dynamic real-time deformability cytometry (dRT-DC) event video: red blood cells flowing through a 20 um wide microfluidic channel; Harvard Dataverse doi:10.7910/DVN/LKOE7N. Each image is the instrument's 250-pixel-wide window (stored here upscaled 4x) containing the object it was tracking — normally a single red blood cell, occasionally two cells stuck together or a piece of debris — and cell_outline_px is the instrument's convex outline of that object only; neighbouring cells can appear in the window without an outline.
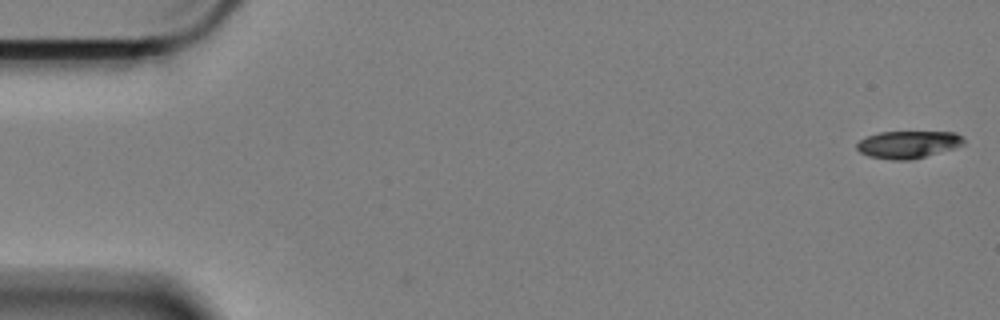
{"species": "Egyptian fruit bat (a non-hibernating species)", "species_latin": "Rousettus aegyptiacus", "temperature_condition": "cold", "stored_images_in_passage": 10, "camera_frame_rate_fps": 3000, "um_per_image_px": 0.085, "animal": {"sex": "female"}, "frame": {"image": 1, "passage_image": 1, "time_ms": 0.0, "image_size_px": [1000, 320], "cell_outline_px": [[964, 144], [952, 148], [924, 156], [908, 160], [892, 160], [868, 156], [860, 152], [856, 148], [856, 144], [860, 140], [868, 136], [880, 132], [956, 132], [964, 140]], "centroid_in_image_um": [77.14, 12.28], "position_along_channel_um": 7.9, "area_um2": 16.76}}